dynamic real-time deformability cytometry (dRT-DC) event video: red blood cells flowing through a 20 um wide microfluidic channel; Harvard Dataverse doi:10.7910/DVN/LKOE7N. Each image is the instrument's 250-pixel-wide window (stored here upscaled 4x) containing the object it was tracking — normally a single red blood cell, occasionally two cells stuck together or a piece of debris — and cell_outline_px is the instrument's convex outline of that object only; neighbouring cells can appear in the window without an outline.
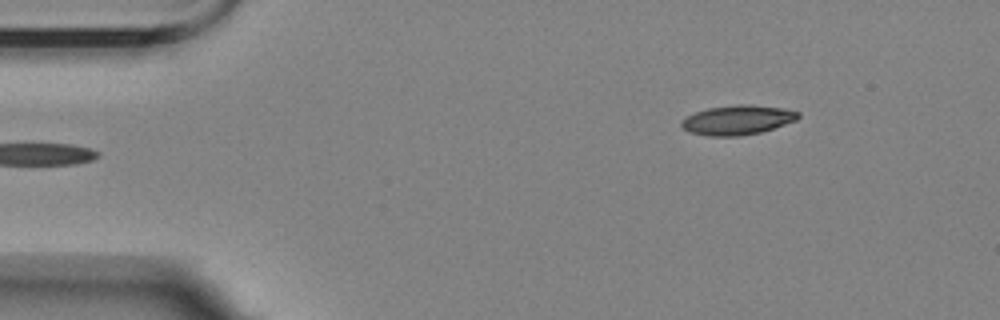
{"species": "Egyptian fruit bat (a non-hibernating species)", "species_latin": "Rousettus aegyptiacus", "temperature_condition": "room temperature", "stored_images_in_passage": 5, "camera_frame_rate_fps": 3000, "um_per_image_px": 0.085, "animal": {"sex": "female"}, "frame": {"image": 1, "passage_image": 5, "time_ms": 4.667, "image_size_px": [1000, 320], "cell_outline_px": [[800, 116], [796, 120], [760, 132], [740, 136], [708, 136], [688, 132], [680, 124], [680, 120], [696, 112], [708, 108], [740, 104], [748, 104], [784, 108], [800, 112]], "centroid_in_image_um": [62.67, 10.2], "position_along_channel_um": 22.3, "area_um2": 20.0}}